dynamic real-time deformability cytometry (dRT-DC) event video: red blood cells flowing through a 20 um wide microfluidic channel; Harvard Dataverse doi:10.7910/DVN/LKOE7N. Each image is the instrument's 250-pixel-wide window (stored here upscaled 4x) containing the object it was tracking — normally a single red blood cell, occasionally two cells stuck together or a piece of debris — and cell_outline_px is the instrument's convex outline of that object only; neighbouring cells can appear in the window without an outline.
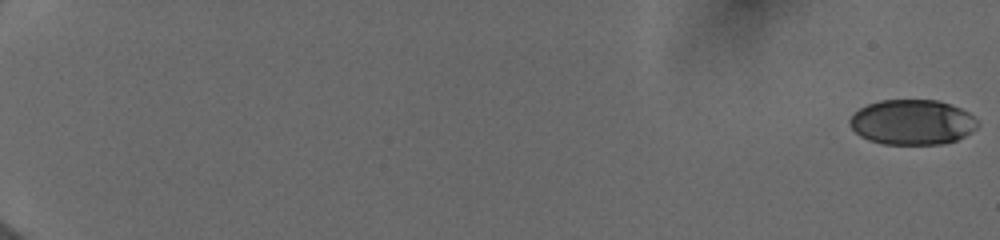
{"species": "human", "species_latin": "Homo sapiens", "temperature_condition": "cold", "stored_images_in_passage": 106, "camera_frame_rate_fps": 3000, "um_per_image_px": 0.085, "donor": {"sex": "female"}, "frame": {"image": 1, "passage_image": 1, "time_ms": 0.0, "image_size_px": [1000, 240], "cell_outline_px": [[980, 124], [972, 132], [956, 140], [944, 144], [884, 144], [868, 140], [860, 136], [848, 124], [848, 120], [860, 108], [868, 104], [880, 100], [936, 100], [952, 104], [968, 112]], "centroid_in_image_um": [77.54, 10.39], "position_along_channel_um": 7.5, "area_um2": 33.7}}
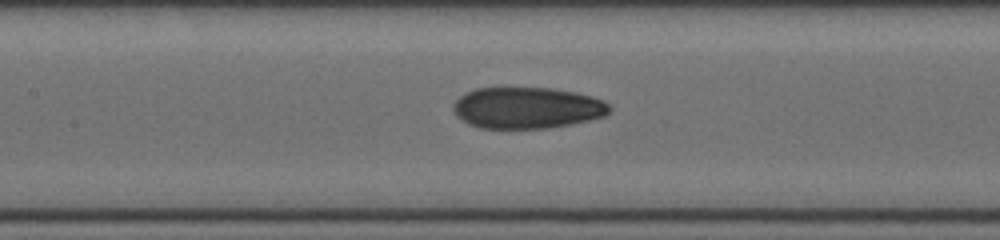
{"frame": {"image": 2, "passage_image": 53, "time_ms": 9.667, "image_size_px": [1000, 240], "cell_outline_px": [[612, 108], [604, 116], [572, 124], [548, 128], [480, 128], [468, 124], [460, 120], [456, 116], [452, 108], [452, 104], [464, 92], [476, 88], [552, 88], [576, 92], [592, 96], [604, 100]], "centroid_in_image_um": [44.77, 9.16], "position_along_channel_um": 162.6, "area_um2": 37.97}}
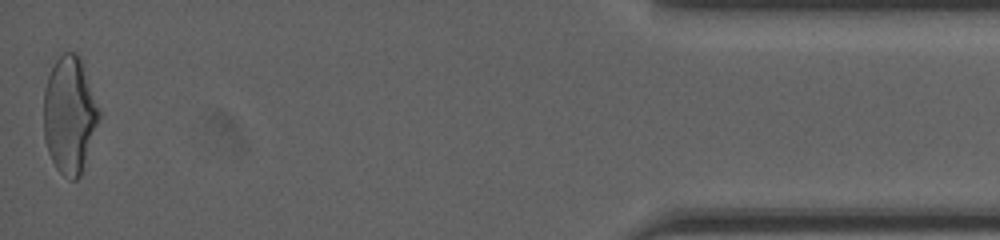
{"frame": {"image": 3, "passage_image": 105, "time_ms": 18.0, "image_size_px": [1000, 240], "cell_outline_px": [[100, 116], [80, 176], [76, 180], [72, 180], [64, 176], [56, 168], [48, 152], [44, 140], [44, 88], [48, 76], [56, 60], [64, 52], [76, 52], [80, 56], [100, 112]], "centroid_in_image_um": [5.89, 9.77], "position_along_channel_um": 429.3, "area_um2": 37.4}, "authors_computed_cell_mechanics": {"area_um2": 37.1654, "velocity_mm_per_s": 3.9998, "shape_relaxation_time_tau1_ms": 6.7788, "shape_relaxation_time_tau2_ms": 1.8307, "deformation_change_tau1": 0.1939, "deformation_change_tau2": 0.0649}}